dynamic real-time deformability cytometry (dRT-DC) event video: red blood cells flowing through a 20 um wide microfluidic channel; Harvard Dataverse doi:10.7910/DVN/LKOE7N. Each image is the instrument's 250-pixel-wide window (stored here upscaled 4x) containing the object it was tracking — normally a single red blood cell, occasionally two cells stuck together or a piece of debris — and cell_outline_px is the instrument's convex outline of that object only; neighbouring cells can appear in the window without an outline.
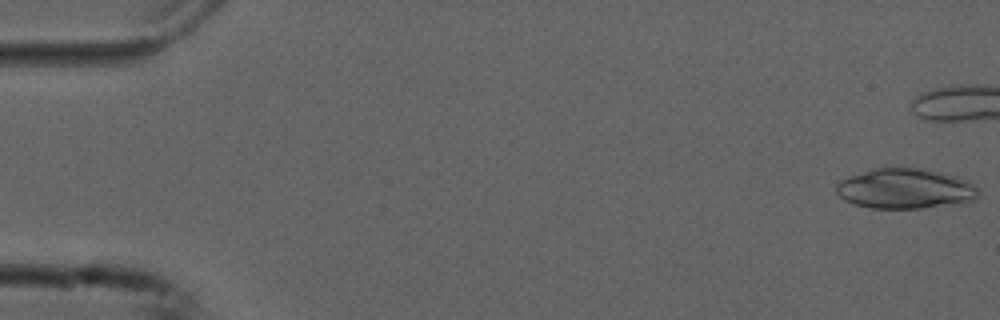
{"species": "common noctule bat (a hibernating species)", "species_latin": "Nyctalus noctula", "temperature_condition": "cold", "stored_images_in_passage": 42, "camera_frame_rate_fps": 3000, "um_per_image_px": 0.085, "animal": {"sex": "male", "forearm_length_mm": 52.5}, "frame": {"image": 1, "passage_image": 1, "time_ms": 0.0, "image_size_px": [1000, 320], "cell_outline_px": [[980, 192], [972, 200], [956, 204], [920, 208], [872, 208], [856, 204], [844, 200], [836, 192], [836, 184], [840, 180], [872, 168], [884, 164], [920, 168], [940, 172], [956, 176], [972, 184]], "centroid_in_image_um": [76.89, 16.0], "position_along_channel_um": 8.1, "area_um2": 33.64}}